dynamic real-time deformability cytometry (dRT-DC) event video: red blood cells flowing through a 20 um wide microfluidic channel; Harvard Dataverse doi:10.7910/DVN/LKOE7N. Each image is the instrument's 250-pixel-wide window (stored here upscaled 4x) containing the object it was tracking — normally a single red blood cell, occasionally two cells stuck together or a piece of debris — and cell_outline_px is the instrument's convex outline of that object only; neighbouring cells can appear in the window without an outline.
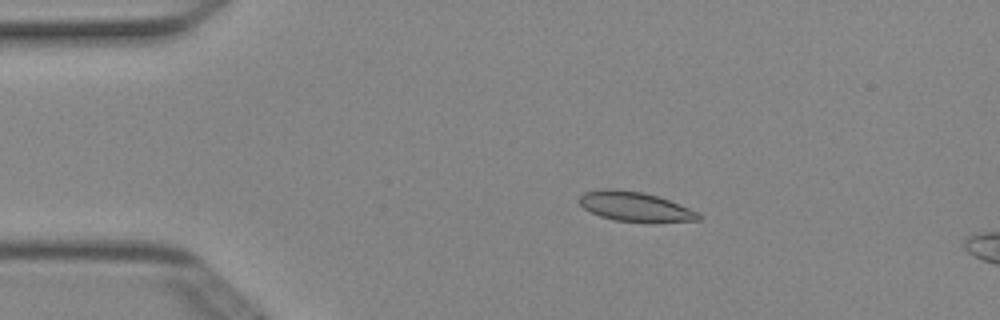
{"species": "Egyptian fruit bat (a non-hibernating species)", "species_latin": "Rousettus aegyptiacus", "temperature_condition": "cold", "stored_images_in_passage": 4, "camera_frame_rate_fps": 3000, "um_per_image_px": 0.085, "animal": {"sex": "female"}, "frame": {"image": 1, "passage_image": 2, "time_ms": 0.333, "image_size_px": [1000, 320], "cell_outline_px": [[700, 220], [616, 220], [600, 216], [584, 208], [580, 204], [580, 196], [584, 192], [604, 188], [616, 188], [644, 192], [680, 204], [700, 212]], "centroid_in_image_um": [53.93, 17.51], "position_along_channel_um": 31.1, "area_um2": 19.83}}